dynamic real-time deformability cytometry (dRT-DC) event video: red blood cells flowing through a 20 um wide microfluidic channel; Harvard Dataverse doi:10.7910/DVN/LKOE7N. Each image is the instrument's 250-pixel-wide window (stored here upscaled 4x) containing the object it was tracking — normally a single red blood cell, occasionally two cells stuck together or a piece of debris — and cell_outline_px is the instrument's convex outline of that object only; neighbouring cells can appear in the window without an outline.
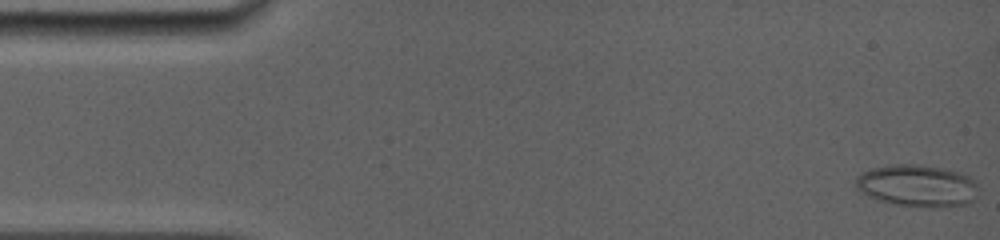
{"species": "common noctule bat (a hibernating species)", "species_latin": "Nyctalus noctula", "temperature_condition": "room temperature", "stored_images_in_passage": 73, "segment_of_instrument_passage": [1, 2], "camera_frame_rate_fps": 5000, "um_per_image_px": 0.085, "animal": {"sex": "female", "body_mass_g": 19.0, "forearm_length_mm": 56.7}, "frame": {"image": 1, "passage_image": 1, "time_ms": 0.0, "image_size_px": [1000, 240], "cell_outline_px": [[980, 188], [976, 200], [964, 204], [944, 208], [928, 208], [892, 204], [868, 196], [856, 188], [856, 176], [860, 172], [872, 168], [896, 164], [916, 164], [944, 168], [960, 172], [968, 176]], "centroid_in_image_um": [78.0, 15.8], "position_along_channel_um": 7.0, "area_um2": 30.52}}